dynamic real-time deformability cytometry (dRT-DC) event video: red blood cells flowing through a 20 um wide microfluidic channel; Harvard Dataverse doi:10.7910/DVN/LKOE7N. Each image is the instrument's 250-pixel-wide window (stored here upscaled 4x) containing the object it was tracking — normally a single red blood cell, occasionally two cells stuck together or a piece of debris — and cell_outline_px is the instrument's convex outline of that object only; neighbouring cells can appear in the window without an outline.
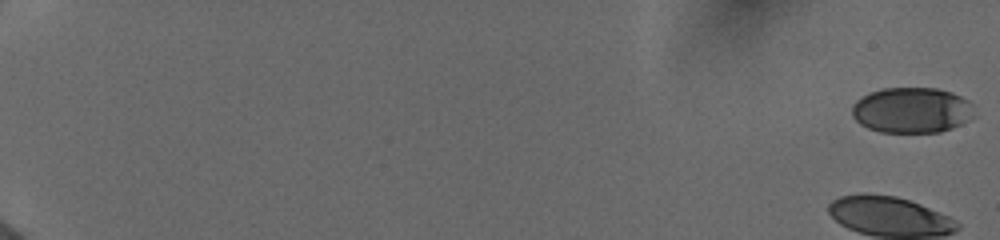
{"species": "human", "species_latin": "Homo sapiens", "temperature_condition": "cold", "stored_images_in_passage": 60, "camera_frame_rate_fps": 3000, "um_per_image_px": 0.085, "donor": {"sex": "female"}, "frame": {"image": 1, "passage_image": 1, "time_ms": 0.0, "image_size_px": [1000, 240], "cell_outline_px": [[976, 116], [952, 128], [940, 132], [880, 132], [868, 128], [860, 124], [852, 116], [852, 104], [856, 100], [868, 92], [884, 88], [936, 88], [952, 92], [968, 100], [972, 104]], "centroid_in_image_um": [77.5, 9.36], "position_along_channel_um": 7.5, "area_um2": 32.77}}